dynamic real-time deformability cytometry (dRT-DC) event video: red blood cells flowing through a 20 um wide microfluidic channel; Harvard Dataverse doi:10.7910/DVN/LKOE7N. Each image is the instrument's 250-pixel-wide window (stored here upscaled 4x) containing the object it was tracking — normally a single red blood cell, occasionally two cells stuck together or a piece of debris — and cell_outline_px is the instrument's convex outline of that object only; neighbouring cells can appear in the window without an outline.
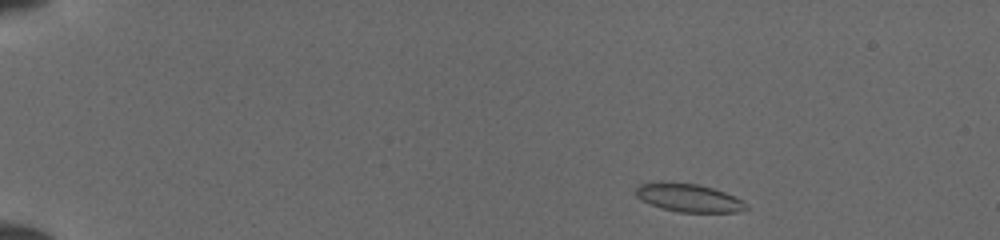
{"species": "common noctule bat (a hibernating species)", "species_latin": "Nyctalus noctula", "temperature_condition": "cold", "stored_images_in_passage": 11, "camera_frame_rate_fps": 3000, "um_per_image_px": 0.085, "animal": {"sex": "female", "body_mass_g": 19.5, "forearm_length_mm": 54.1}, "frame": {"image": 1, "passage_image": 2, "time_ms": 0.333, "image_size_px": [1000, 240], "cell_outline_px": [[748, 208], [736, 212], [680, 212], [660, 208], [636, 196], [636, 188], [640, 184], [664, 180], [696, 184], [712, 188], [724, 192], [748, 204]], "centroid_in_image_um": [58.51, 16.79], "position_along_channel_um": 26.5, "area_um2": 18.03}}